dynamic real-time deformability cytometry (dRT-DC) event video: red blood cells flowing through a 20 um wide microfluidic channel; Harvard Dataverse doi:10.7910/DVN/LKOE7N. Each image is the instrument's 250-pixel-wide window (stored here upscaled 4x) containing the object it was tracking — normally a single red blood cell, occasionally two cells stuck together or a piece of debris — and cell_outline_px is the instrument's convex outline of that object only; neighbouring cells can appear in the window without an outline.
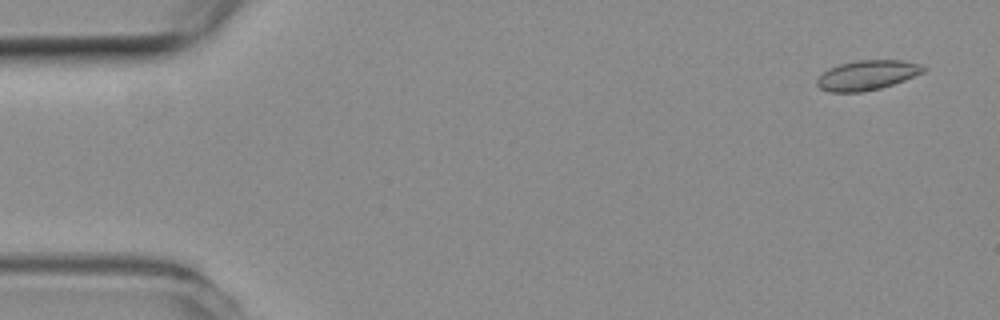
{"species": "common noctule bat (a hibernating species)", "species_latin": "Nyctalus noctula", "temperature_condition": "room temperature", "stored_images_in_passage": 53, "camera_frame_rate_fps": 3000, "um_per_image_px": 0.085, "animal": {"sex": "female", "body_mass_g": 19.3, "forearm_length_mm": 54.1}, "frame": {"image": 1, "passage_image": 3, "time_ms": 0.667, "image_size_px": [1000, 320], "cell_outline_px": [[924, 72], [904, 80], [880, 88], [864, 92], [828, 92], [820, 88], [816, 84], [816, 80], [828, 68], [840, 64], [856, 60], [900, 60], [920, 64], [924, 68]], "centroid_in_image_um": [73.67, 6.39], "position_along_channel_um": 11.3, "area_um2": 18.32}}
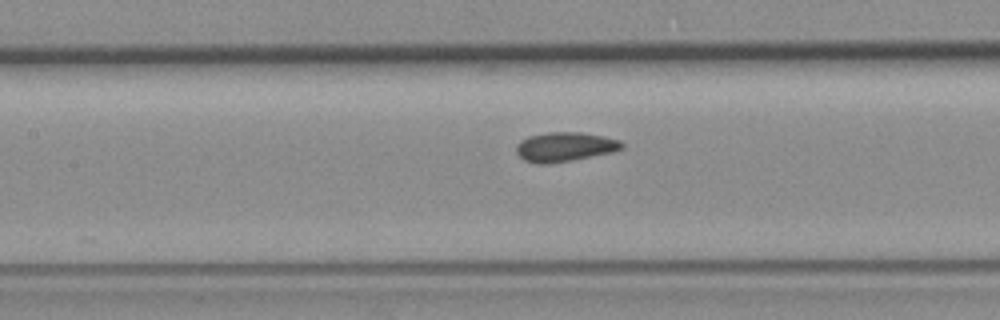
{"frame": {"image": 2, "passage_image": 24, "time_ms": 7.667, "image_size_px": [1000, 320], "cell_outline_px": [[624, 148], [612, 152], [572, 160], [548, 164], [536, 164], [524, 160], [516, 152], [516, 144], [520, 140], [528, 136], [548, 132], [580, 132], [604, 136], [620, 140], [624, 144]], "centroid_in_image_um": [48.0, 12.48], "position_along_channel_um": 159.4, "area_um2": 18.21}}
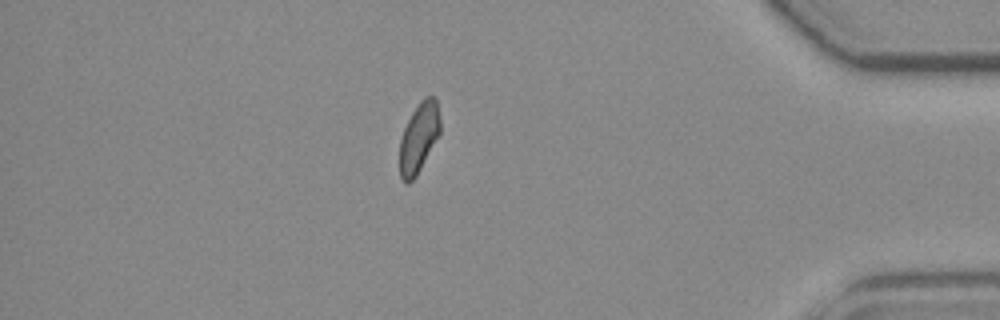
{"frame": {"image": 3, "passage_image": 46, "time_ms": 15.0, "image_size_px": [1000, 320], "cell_outline_px": [[440, 132], [416, 176], [408, 184], [404, 184], [400, 176], [400, 140], [404, 128], [412, 112], [420, 100], [424, 96], [432, 96], [436, 100], [440, 116]], "centroid_in_image_um": [35.59, 11.69], "position_along_channel_um": 399.6, "area_um2": 16.36}, "authors_computed_cell_mechanics": {"area_um2": 17.8602, "velocity_mm_per_s": 3.8632, "shape_relaxation_time_tau1_ms": 7.8213, "shape_relaxation_time_tau2_ms": 2.6591, "deformation_change_tau1": 0.1058, "deformation_change_tau2": 0.0476}}